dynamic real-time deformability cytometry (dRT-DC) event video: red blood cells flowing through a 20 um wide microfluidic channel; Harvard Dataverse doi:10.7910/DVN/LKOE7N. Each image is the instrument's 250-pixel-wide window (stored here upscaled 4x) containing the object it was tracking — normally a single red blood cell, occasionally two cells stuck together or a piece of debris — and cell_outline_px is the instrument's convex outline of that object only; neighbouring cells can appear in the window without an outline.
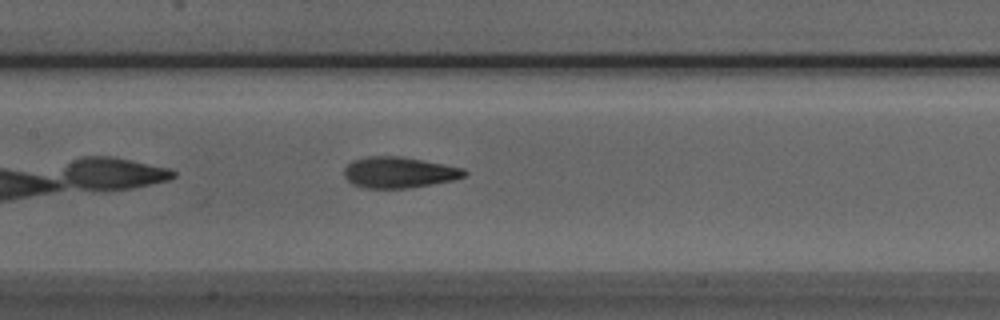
{"species": "Egyptian fruit bat (a non-hibernating species)", "species_latin": "Rousettus aegyptiacus", "temperature_condition": "room temperature", "stored_images_in_passage": 37, "camera_frame_rate_fps": 3000, "um_per_image_px": 0.085, "animal": {"sex": "male"}, "frame": {"image": 1, "passage_image": 11, "time_ms": 3.333, "image_size_px": [1000, 320], "cell_outline_px": [[468, 172], [464, 176], [456, 180], [408, 188], [364, 188], [352, 184], [344, 176], [344, 168], [352, 160], [368, 156], [400, 156], [464, 168]], "centroid_in_image_um": [33.91, 14.66], "position_along_channel_um": 173.5, "area_um2": 21.79}}
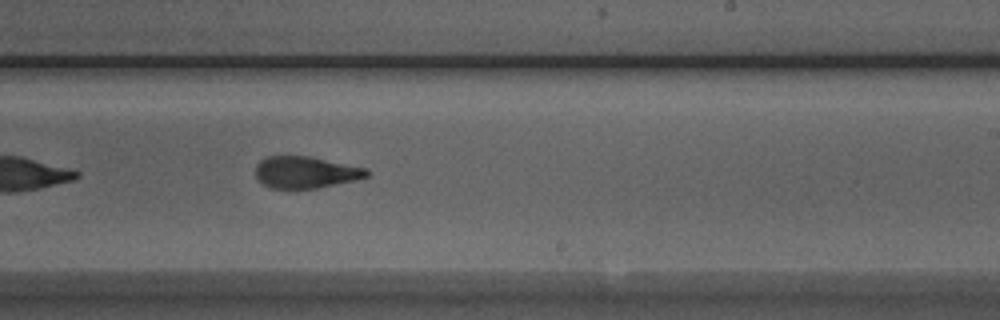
{"frame": {"image": 2, "passage_image": 18, "time_ms": 5.667, "image_size_px": [1000, 320], "cell_outline_px": [[368, 176], [356, 180], [316, 188], [268, 188], [256, 180], [256, 164], [260, 160], [268, 156], [308, 156], [368, 168]], "centroid_in_image_um": [25.94, 14.64], "position_along_channel_um": 263.1, "area_um2": 20.63}}
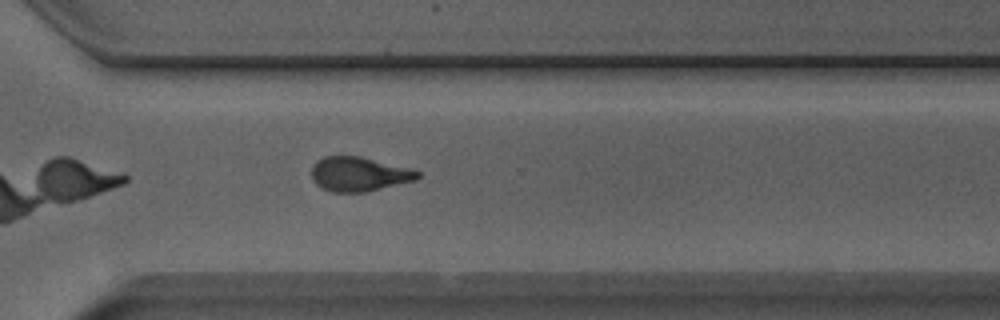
{"frame": {"image": 3, "passage_image": 24, "time_ms": 7.667, "image_size_px": [1000, 320], "cell_outline_px": [[420, 176], [416, 180], [364, 192], [332, 192], [316, 184], [312, 180], [312, 168], [316, 160], [324, 156], [360, 156], [408, 168], [420, 172]], "centroid_in_image_um": [30.49, 14.79], "position_along_channel_um": 340.1, "area_um2": 21.04}, "authors_computed_cell_mechanics": {"area_um2": 21.5016, "velocity_mm_per_s": 3.8513, "shape_relaxation_time_tau1_ms": 6.8752, "shape_relaxation_time_tau2_ms": 1.9496, "deformation_change_tau1": 0.201, "deformation_change_tau2": 0.0902}}